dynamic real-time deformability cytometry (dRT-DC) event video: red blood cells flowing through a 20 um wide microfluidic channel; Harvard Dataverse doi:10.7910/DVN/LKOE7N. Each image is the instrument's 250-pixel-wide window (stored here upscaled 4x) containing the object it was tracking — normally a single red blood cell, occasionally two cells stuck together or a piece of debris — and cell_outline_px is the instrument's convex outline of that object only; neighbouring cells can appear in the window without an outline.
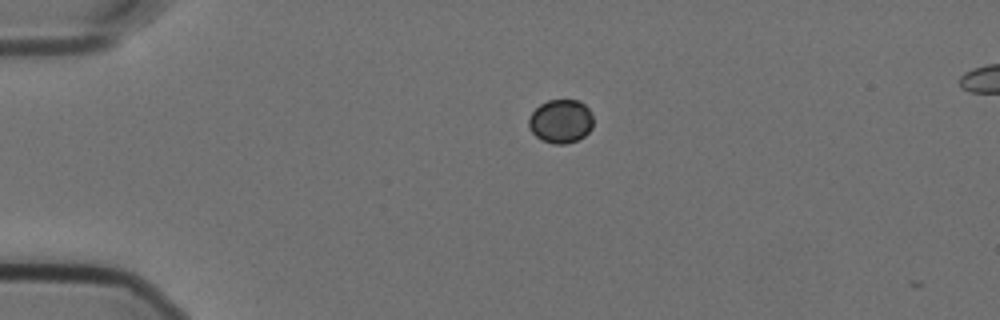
{"species": "Egyptian fruit bat (a non-hibernating species)", "species_latin": "Rousettus aegyptiacus", "temperature_condition": "cold", "stored_images_in_passage": 2, "camera_frame_rate_fps": 3000, "um_per_image_px": 0.085, "animal": {"sex": "female"}, "frame": {"image": 1, "passage_image": 1, "time_ms": 0.0, "image_size_px": [1000, 320], "cell_outline_px": [[592, 128], [584, 136], [576, 140], [564, 144], [556, 144], [540, 140], [532, 132], [528, 124], [528, 120], [532, 112], [540, 104], [548, 100], [580, 100], [588, 108], [592, 116]], "centroid_in_image_um": [47.66, 10.3], "position_along_channel_um": 37.3, "area_um2": 16.36}}